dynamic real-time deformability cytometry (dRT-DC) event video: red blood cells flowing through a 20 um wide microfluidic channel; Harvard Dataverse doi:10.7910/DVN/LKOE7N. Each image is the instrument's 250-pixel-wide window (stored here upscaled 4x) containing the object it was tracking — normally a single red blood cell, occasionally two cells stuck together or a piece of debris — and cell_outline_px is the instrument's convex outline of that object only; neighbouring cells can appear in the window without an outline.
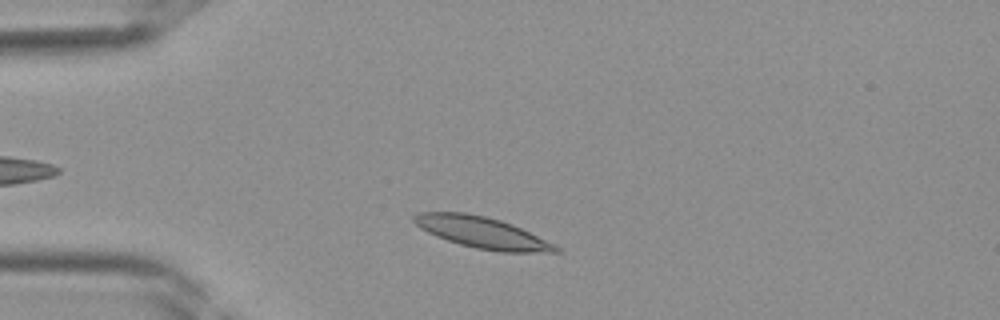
{"species": "Egyptian fruit bat (a non-hibernating species)", "species_latin": "Rousettus aegyptiacus", "temperature_condition": "room temperature", "stored_images_in_passage": 34, "camera_frame_rate_fps": 3000, "um_per_image_px": 0.085, "frame": {"image": 1, "passage_image": 4, "time_ms": 1.0, "image_size_px": [1000, 320], "cell_outline_px": [[560, 252], [500, 252], [476, 248], [460, 244], [436, 236], [420, 228], [412, 220], [412, 216], [420, 212], [464, 212], [484, 216], [500, 220], [512, 224], [556, 244], [560, 248]], "centroid_in_image_um": [40.99, 19.76], "position_along_channel_um": 44.0, "area_um2": 25.78}}
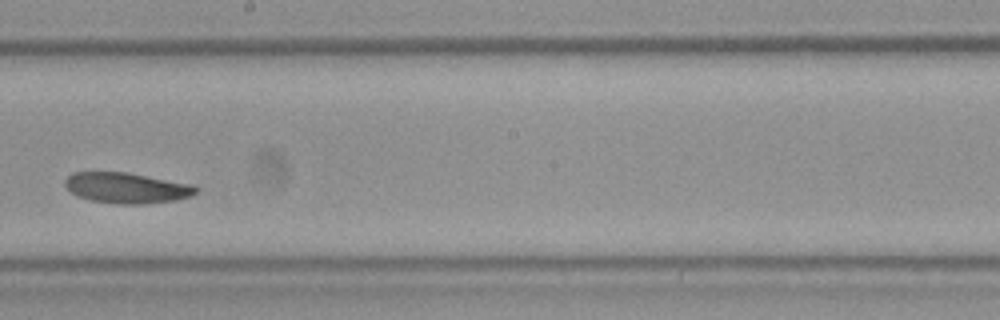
{"frame": {"image": 2, "passage_image": 17, "time_ms": 5.333, "image_size_px": [1000, 320], "cell_outline_px": [[200, 188], [192, 196], [176, 200], [144, 204], [116, 204], [92, 200], [76, 196], [64, 184], [64, 180], [72, 172], [128, 172], [192, 184]], "centroid_in_image_um": [10.79, 15.97], "position_along_channel_um": 237.4, "area_um2": 23.52}}
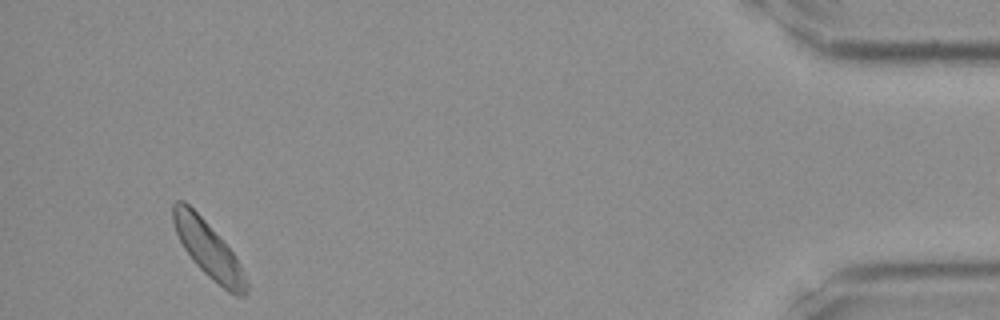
{"frame": {"image": 3, "passage_image": 32, "time_ms": 10.333, "image_size_px": [1000, 320], "cell_outline_px": [[248, 292], [244, 296], [236, 296], [228, 292], [208, 276], [192, 260], [184, 248], [176, 232], [172, 220], [172, 204], [176, 200], [184, 200], [204, 220], [232, 252], [240, 264], [248, 280]], "centroid_in_image_um": [17.71, 21.23], "position_along_channel_um": 417.5, "area_um2": 23.58}}